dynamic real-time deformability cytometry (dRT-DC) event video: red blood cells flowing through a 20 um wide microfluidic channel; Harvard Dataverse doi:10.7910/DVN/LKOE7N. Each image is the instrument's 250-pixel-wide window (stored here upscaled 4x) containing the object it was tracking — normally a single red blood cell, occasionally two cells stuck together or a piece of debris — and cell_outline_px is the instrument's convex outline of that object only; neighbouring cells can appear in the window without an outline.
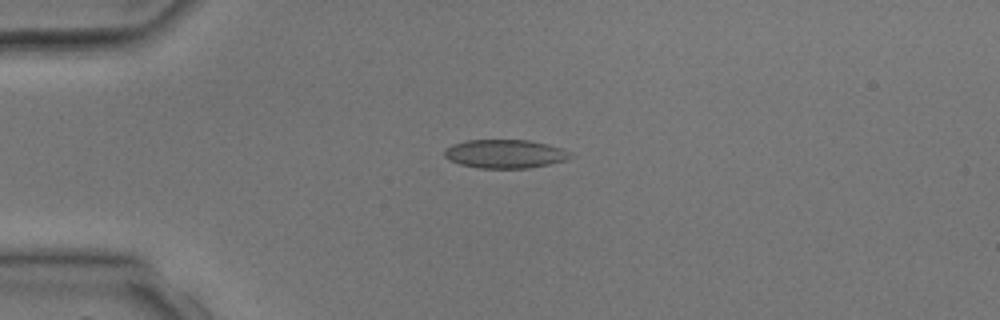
{"species": "common noctule bat (a hibernating species)", "species_latin": "Nyctalus noctula", "temperature_condition": "room temperature", "stored_images_in_passage": 4, "camera_frame_rate_fps": 3000, "um_per_image_px": 0.085, "animal": {"sex": "male", "body_mass_g": 17.9, "forearm_length_mm": 54.2}, "frame": {"image": 1, "passage_image": 3, "time_ms": 2.667, "image_size_px": [1000, 320], "cell_outline_px": [[576, 156], [568, 160], [528, 168], [480, 168], [460, 164], [448, 160], [444, 156], [444, 148], [452, 144], [464, 140], [528, 140], [548, 144], [564, 148]], "centroid_in_image_um": [42.95, 13.07], "position_along_channel_um": 42.1, "area_um2": 21.33}}